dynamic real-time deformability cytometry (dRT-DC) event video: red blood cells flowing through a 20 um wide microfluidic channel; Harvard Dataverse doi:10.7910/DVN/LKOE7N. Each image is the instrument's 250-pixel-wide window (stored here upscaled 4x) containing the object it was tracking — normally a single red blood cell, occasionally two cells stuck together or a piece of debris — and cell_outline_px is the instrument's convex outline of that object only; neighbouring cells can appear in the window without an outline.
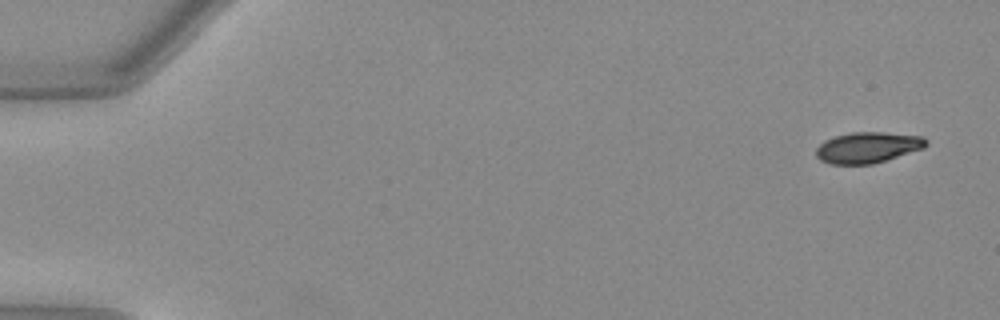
{"species": "Egyptian fruit bat (a non-hibernating species)", "species_latin": "Rousettus aegyptiacus", "temperature_condition": "warm", "stored_images_in_passage": 17, "camera_frame_rate_fps": 3000, "um_per_image_px": 0.085, "animal": {"sex": "female"}, "frame": {"image": 1, "passage_image": 1, "time_ms": 0.0, "image_size_px": [1000, 320], "cell_outline_px": [[928, 144], [924, 148], [872, 164], [832, 164], [820, 160], [816, 156], [816, 148], [824, 140], [836, 136], [852, 132], [884, 132], [924, 136], [928, 140]], "centroid_in_image_um": [73.77, 12.52], "position_along_channel_um": 11.2, "area_um2": 19.83}}
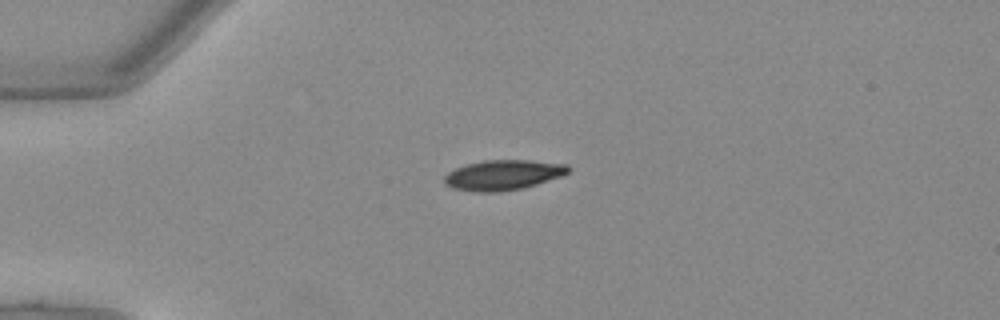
{"frame": {"image": 2, "passage_image": 12, "time_ms": 3.667, "image_size_px": [1000, 320], "cell_outline_px": [[572, 168], [568, 172], [560, 176], [536, 184], [520, 188], [500, 192], [476, 192], [452, 188], [444, 184], [444, 176], [448, 172], [456, 168], [468, 164], [484, 160], [528, 160], [568, 164]], "centroid_in_image_um": [42.75, 14.87], "position_along_channel_um": 42.3, "area_um2": 21.68}}